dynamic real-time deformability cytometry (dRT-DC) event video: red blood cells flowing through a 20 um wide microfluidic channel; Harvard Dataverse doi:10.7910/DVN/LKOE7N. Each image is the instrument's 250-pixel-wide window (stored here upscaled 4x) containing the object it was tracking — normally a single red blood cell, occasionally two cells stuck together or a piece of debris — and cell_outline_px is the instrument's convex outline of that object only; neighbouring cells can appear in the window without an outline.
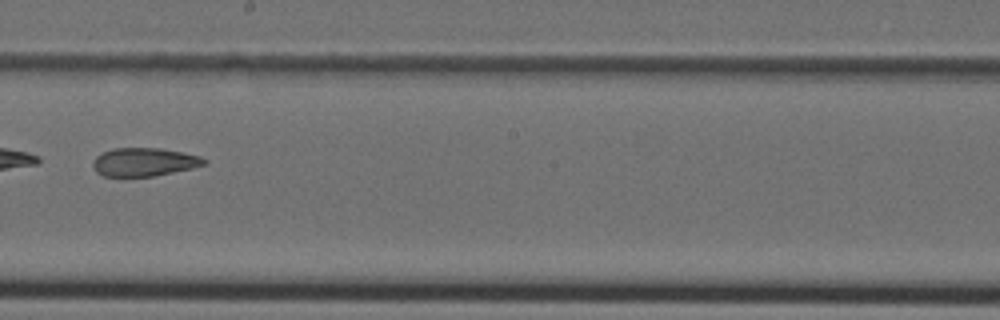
{"species": "Egyptian fruit bat (a non-hibernating species)", "species_latin": "Rousettus aegyptiacus", "temperature_condition": "cold", "stored_images_in_passage": 43, "camera_frame_rate_fps": 3000, "um_per_image_px": 0.085, "animal": {"sex": "female"}, "frame": {"image": 1, "passage_image": 25, "time_ms": 8.0, "image_size_px": [1000, 320], "cell_outline_px": [[208, 164], [192, 168], [156, 176], [104, 176], [96, 172], [92, 168], [92, 164], [96, 156], [112, 148], [160, 148], [200, 156], [208, 160]], "centroid_in_image_um": [12.26, 13.77], "position_along_channel_um": 235.9, "area_um2": 18.44}}